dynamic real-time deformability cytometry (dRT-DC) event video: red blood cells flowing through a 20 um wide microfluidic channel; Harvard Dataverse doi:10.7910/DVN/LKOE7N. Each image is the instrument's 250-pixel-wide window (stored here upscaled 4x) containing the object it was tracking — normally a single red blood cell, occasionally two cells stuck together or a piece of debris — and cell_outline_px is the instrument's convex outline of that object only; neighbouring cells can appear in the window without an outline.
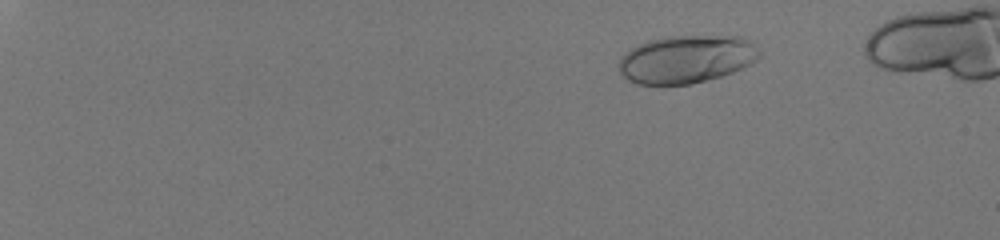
{"species": "human", "species_latin": "Homo sapiens", "temperature_condition": "room temperature", "stored_images_in_passage": 57, "camera_frame_rate_fps": 3000, "um_per_image_px": 0.085, "donor": {"sex": "male"}, "frame": {"image": 1, "passage_image": 11, "time_ms": 3.333, "image_size_px": [1000, 240], "cell_outline_px": [[760, 56], [752, 64], [732, 72], [720, 76], [692, 84], [636, 84], [620, 76], [616, 64], [620, 56], [624, 52], [648, 40], [664, 36], [740, 36], [748, 40], [760, 52]], "centroid_in_image_um": [58.28, 5.03], "position_along_channel_um": 26.7, "area_um2": 39.54}}
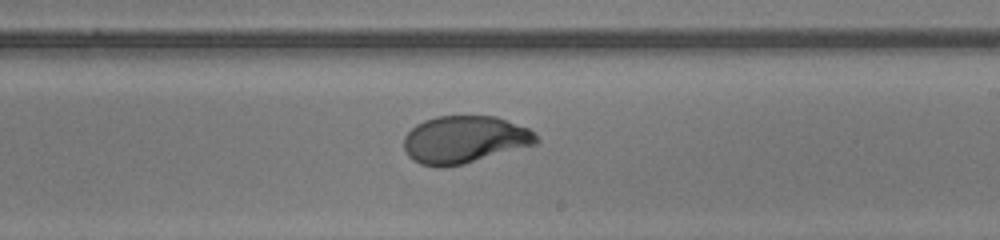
{"frame": {"image": 2, "passage_image": 40, "time_ms": 13.0, "image_size_px": [1000, 240], "cell_outline_px": [[540, 140], [536, 144], [464, 164], [444, 168], [436, 168], [420, 164], [412, 160], [408, 156], [404, 148], [404, 136], [416, 124], [424, 120], [436, 116], [496, 116], [528, 128]], "centroid_in_image_um": [39.45, 11.88], "position_along_channel_um": 249.6, "area_um2": 36.76}}
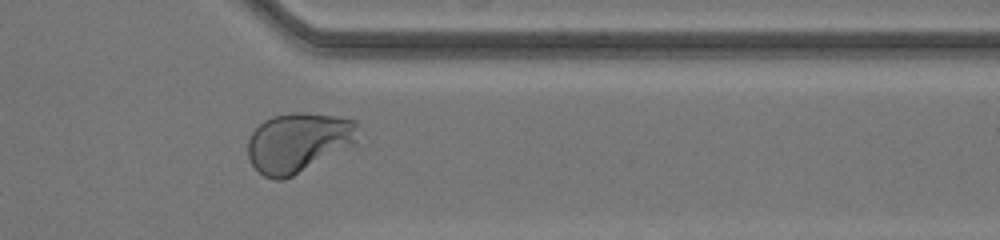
{"frame": {"image": 3, "passage_image": 50, "time_ms": 16.333, "image_size_px": [1000, 240], "cell_outline_px": [[356, 144], [284, 180], [276, 180], [264, 176], [252, 164], [248, 156], [248, 140], [252, 132], [264, 120], [272, 116], [288, 112], [304, 112], [336, 116], [356, 120]], "centroid_in_image_um": [25.34, 12.09], "position_along_channel_um": 386.1, "area_um2": 38.26}, "authors_computed_cell_mechanics": {"area_um2": 36.9342, "velocity_mm_per_s": 4.0692, "shape_relaxation_time_tau1_ms": 4.6088, "shape_relaxation_time_tau2_ms": null, "deformation_change_tau1": 0.2276, "deformation_change_tau2": null}}